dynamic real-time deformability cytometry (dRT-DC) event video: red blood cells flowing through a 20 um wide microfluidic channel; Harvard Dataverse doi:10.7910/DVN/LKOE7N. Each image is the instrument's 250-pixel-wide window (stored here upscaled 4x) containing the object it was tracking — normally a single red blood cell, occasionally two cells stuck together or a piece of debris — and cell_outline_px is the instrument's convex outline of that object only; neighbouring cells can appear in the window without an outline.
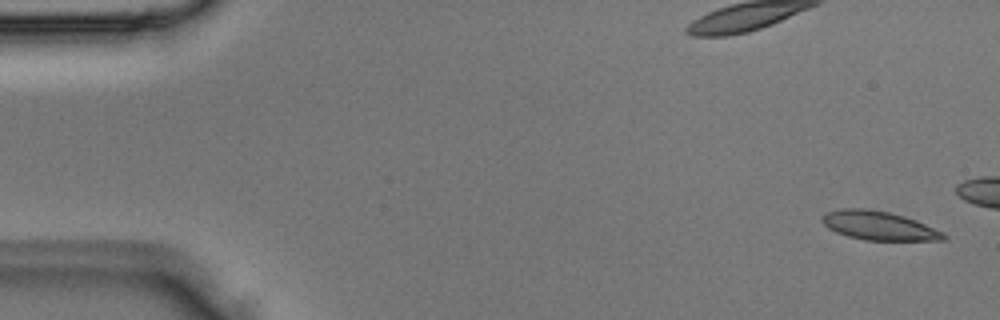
{"species": "Egyptian fruit bat (a non-hibernating species)", "species_latin": "Rousettus aegyptiacus", "temperature_condition": "room temperature", "stored_images_in_passage": 5, "camera_frame_rate_fps": 3000, "um_per_image_px": 0.085, "animal": {"sex": "male"}, "frame": {"image": 1, "passage_image": 1, "time_ms": 0.0, "image_size_px": [1000, 320], "cell_outline_px": [[948, 236], [944, 240], [864, 240], [848, 236], [836, 232], [828, 228], [820, 220], [820, 216], [828, 212], [844, 208], [864, 208], [888, 212], [904, 216], [916, 220], [944, 232]], "centroid_in_image_um": [74.7, 19.18], "position_along_channel_um": 10.3, "area_um2": 20.4}}